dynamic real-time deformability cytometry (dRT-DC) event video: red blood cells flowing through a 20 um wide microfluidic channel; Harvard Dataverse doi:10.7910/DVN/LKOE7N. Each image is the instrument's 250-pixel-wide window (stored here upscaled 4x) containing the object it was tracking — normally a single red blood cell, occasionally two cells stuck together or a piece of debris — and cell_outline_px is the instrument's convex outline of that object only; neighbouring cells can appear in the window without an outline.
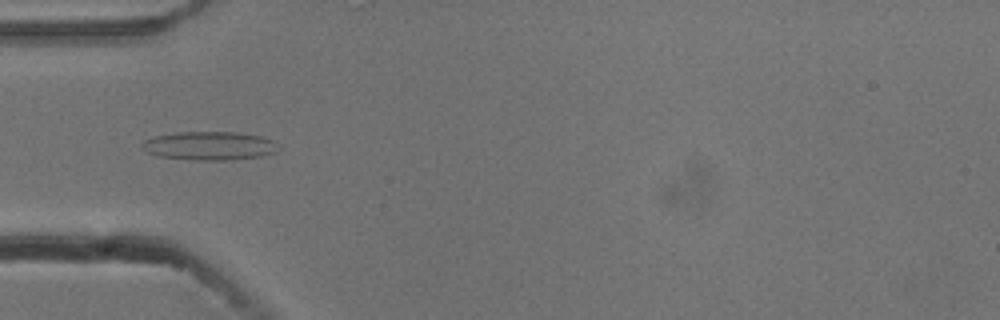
{"species": "common noctule bat (a hibernating species)", "species_latin": "Nyctalus noctula", "temperature_condition": "cold", "stored_images_in_passage": 54, "camera_frame_rate_fps": 3000, "um_per_image_px": 0.085, "animal": {"sex": "male", "body_mass_g": 13.3}, "frame": {"image": 1, "passage_image": 17, "time_ms": 5.333, "image_size_px": [1000, 320], "cell_outline_px": [[280, 148], [276, 152], [260, 156], [232, 160], [196, 160], [156, 156], [148, 152], [140, 144], [144, 140], [156, 136], [180, 132], [236, 132], [260, 136], [272, 140]], "centroid_in_image_um": [17.81, 12.4], "position_along_channel_um": 67.2, "area_um2": 22.6}}
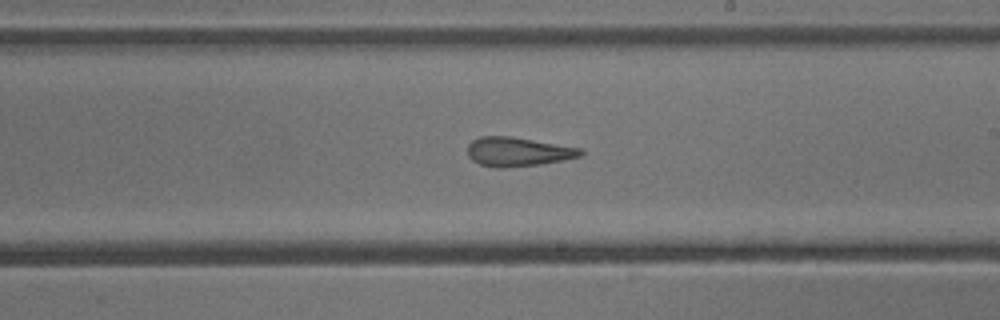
{"frame": {"image": 2, "passage_image": 31, "time_ms": 10.0, "image_size_px": [1000, 320], "cell_outline_px": [[584, 152], [580, 156], [540, 164], [504, 168], [496, 168], [480, 164], [472, 160], [468, 156], [468, 144], [472, 140], [480, 136], [512, 136], [580, 148]], "centroid_in_image_um": [43.97, 12.89], "position_along_channel_um": 245.0, "area_um2": 19.07}}
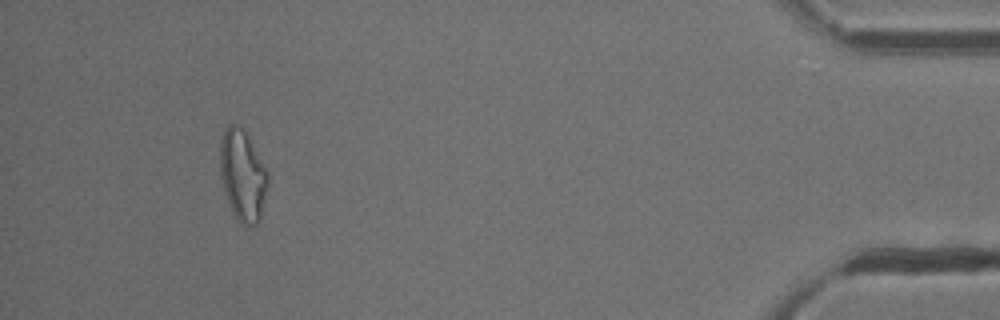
{"frame": {"image": 3, "passage_image": 50, "time_ms": 16.333, "image_size_px": [1000, 320], "cell_outline_px": [[268, 184], [260, 220], [252, 228], [248, 228], [240, 224], [236, 220], [228, 200], [220, 176], [220, 140], [224, 128], [228, 124], [240, 124], [248, 132], [268, 172]], "centroid_in_image_um": [20.64, 14.88], "position_along_channel_um": 414.6, "area_um2": 26.07}, "authors_computed_cell_mechanics": {"area_um2": 21.5016, "velocity_mm_per_s": 3.7947, "shape_relaxation_time_tau1_ms": null, "shape_relaxation_time_tau2_ms": 3.6044, "deformation_change_tau1": null, "deformation_change_tau2": 0.1428}}